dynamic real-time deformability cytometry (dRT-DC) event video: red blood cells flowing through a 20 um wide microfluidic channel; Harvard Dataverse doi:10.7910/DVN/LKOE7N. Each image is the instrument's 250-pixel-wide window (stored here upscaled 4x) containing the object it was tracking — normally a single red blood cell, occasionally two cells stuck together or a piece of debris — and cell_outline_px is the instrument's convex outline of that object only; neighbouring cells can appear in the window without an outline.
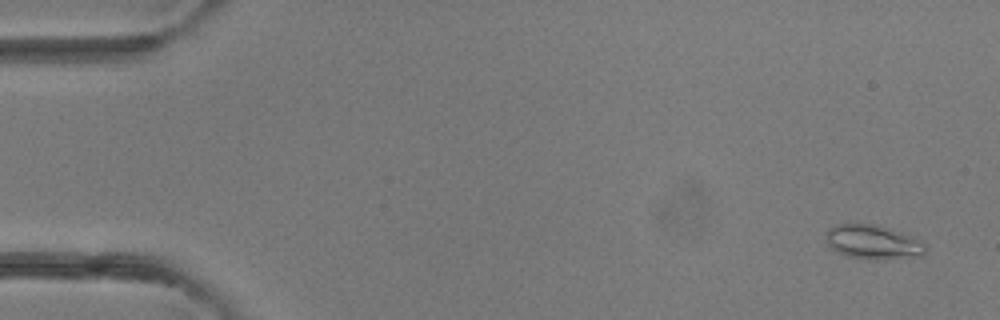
{"species": "common noctule bat (a hibernating species)", "species_latin": "Nyctalus noctula", "temperature_condition": "room temperature", "stored_images_in_passage": 4, "camera_frame_rate_fps": 3000, "um_per_image_px": 0.085, "animal": {"sex": "female"}, "frame": {"image": 1, "passage_image": 1, "time_ms": 0.0, "image_size_px": [1000, 320], "cell_outline_px": [[928, 248], [924, 256], [872, 260], [848, 256], [836, 252], [828, 244], [824, 236], [824, 232], [828, 228], [836, 224], [872, 224], [900, 232], [928, 244]], "centroid_in_image_um": [74.2, 20.59], "position_along_channel_um": 10.8, "area_um2": 20.0}}